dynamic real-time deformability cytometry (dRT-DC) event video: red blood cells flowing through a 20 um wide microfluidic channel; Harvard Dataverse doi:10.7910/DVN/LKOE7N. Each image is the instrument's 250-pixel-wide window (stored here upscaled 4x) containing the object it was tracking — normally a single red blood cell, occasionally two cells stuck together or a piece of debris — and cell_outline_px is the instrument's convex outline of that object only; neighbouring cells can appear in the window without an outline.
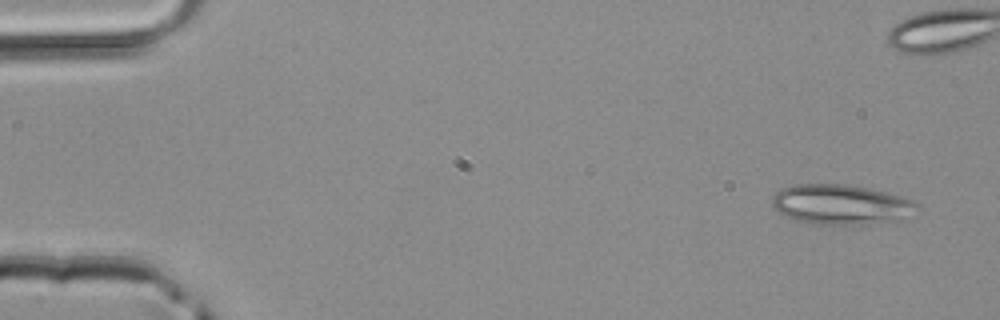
{"species": "common noctule bat (a hibernating species)", "species_latin": "Nyctalus noctula", "temperature_condition": "room temperature", "stored_images_in_passage": 4, "camera_frame_rate_fps": 3000, "um_per_image_px": 0.085, "animal": {"sex": "male", "body_mass_g": 20.4}, "frame": {"image": 1, "passage_image": 1, "time_ms": 0.0, "image_size_px": [1000, 320], "cell_outline_px": [[920, 208], [904, 220], [868, 224], [820, 224], [796, 220], [780, 212], [772, 204], [772, 196], [776, 192], [784, 188], [796, 184], [848, 184], [868, 188], [900, 196], [912, 200], [920, 204]], "centroid_in_image_um": [71.56, 17.38], "position_along_channel_um": 13.4, "area_um2": 33.7}}